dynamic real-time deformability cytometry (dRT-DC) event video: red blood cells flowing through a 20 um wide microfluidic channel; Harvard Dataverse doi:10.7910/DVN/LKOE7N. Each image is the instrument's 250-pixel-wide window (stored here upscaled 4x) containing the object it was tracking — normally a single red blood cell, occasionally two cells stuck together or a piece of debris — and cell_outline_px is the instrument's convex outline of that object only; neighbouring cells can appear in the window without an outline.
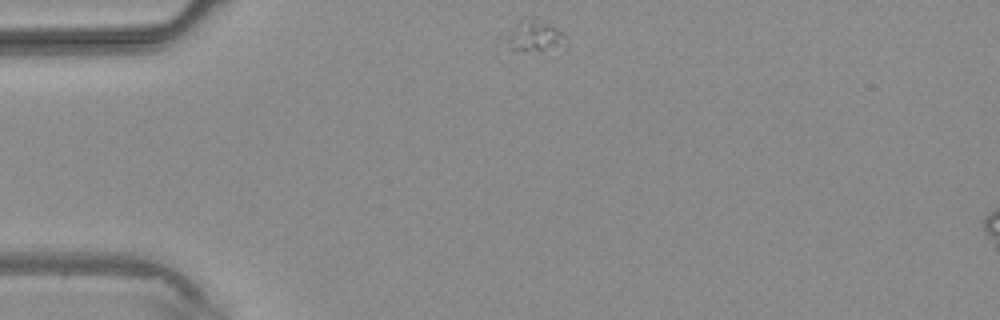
{"species": "common noctule bat (a hibernating species)", "species_latin": "Nyctalus noctula", "temperature_condition": "warm", "stored_images_in_passage": 3, "camera_frame_rate_fps": 3000, "um_per_image_px": 0.085, "animal": {"sex": "male", "body_mass_g": 20.4}, "frame": {"image": 1, "passage_image": 1, "time_ms": 0.0, "image_size_px": [1000, 320], "cell_outline_px": [[568, 44], [556, 56], [508, 52], [508, 40], [520, 20], [524, 16], [532, 16], [564, 32], [568, 40]], "centroid_in_image_um": [45.62, 3.24], "position_along_channel_um": 39.4, "area_um2": 12.43}}
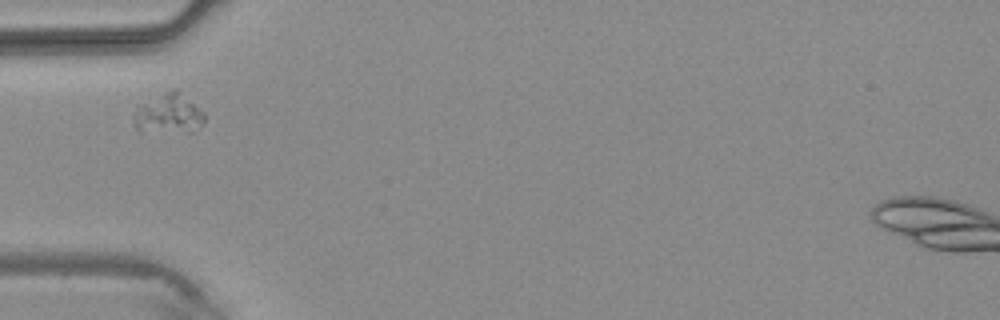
{"frame": {"image": 2, "passage_image": 2, "time_ms": 1.333, "image_size_px": [1000, 320], "cell_outline_px": [[204, 124], [192, 132], [136, 132], [132, 120], [132, 116], [136, 104], [164, 92], [176, 88], [204, 112]], "centroid_in_image_um": [14.25, 9.69], "position_along_channel_um": 70.7, "area_um2": 17.11}}
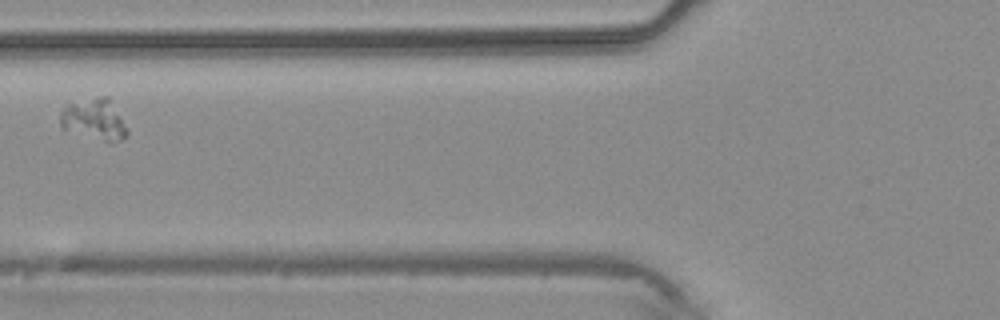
{"frame": {"image": 3, "passage_image": 3, "time_ms": 2.333, "image_size_px": [1000, 320], "cell_outline_px": [[128, 132], [120, 140], [112, 144], [108, 144], [60, 128], [60, 112], [68, 104], [100, 96], [108, 96], [128, 128]], "centroid_in_image_um": [8.02, 10.2], "position_along_channel_um": 117.8, "area_um2": 16.3}}